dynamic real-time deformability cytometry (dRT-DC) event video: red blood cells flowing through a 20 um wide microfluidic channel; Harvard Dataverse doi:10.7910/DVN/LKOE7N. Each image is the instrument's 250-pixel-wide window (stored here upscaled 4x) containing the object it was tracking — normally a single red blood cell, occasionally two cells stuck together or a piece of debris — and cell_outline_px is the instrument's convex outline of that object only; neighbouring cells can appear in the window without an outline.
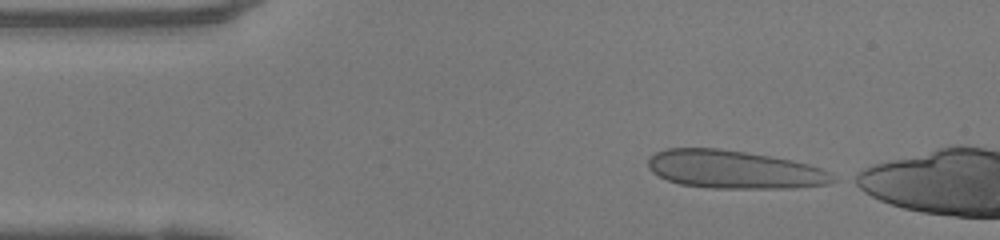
{"species": "human", "species_latin": "Homo sapiens", "temperature_condition": "warm", "stored_images_in_passage": 7, "camera_frame_rate_fps": 3000, "um_per_image_px": 0.085, "donor": {"sex": "female"}, "frame": {"image": 1, "passage_image": 1, "time_ms": 0.0, "image_size_px": [1000, 240], "cell_outline_px": [[840, 180], [828, 184], [796, 188], [712, 188], [680, 184], [668, 180], [652, 172], [648, 168], [648, 160], [656, 152], [668, 148], [720, 148], [792, 160], [808, 164], [832, 172]], "centroid_in_image_um": [62.46, 14.42], "position_along_channel_um": 22.5, "area_um2": 41.15}}